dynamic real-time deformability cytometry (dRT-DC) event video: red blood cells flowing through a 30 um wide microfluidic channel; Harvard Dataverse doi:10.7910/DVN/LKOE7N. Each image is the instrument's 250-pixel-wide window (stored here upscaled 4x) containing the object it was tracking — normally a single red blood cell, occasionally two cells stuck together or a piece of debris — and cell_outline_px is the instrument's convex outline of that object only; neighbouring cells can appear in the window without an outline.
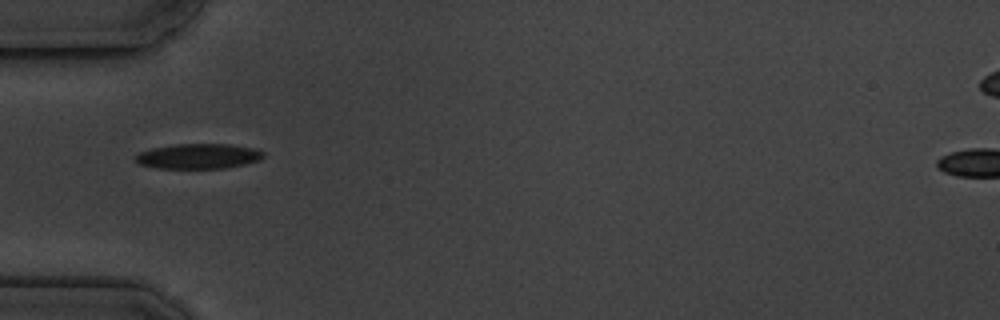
{"species": "common noctule bat (a hibernating species)", "species_latin": "Nyctalus noctula", "temperature_condition": "cold", "stored_images_in_passage": 3, "camera_frame_rate_fps": 3000, "um_per_image_px": 0.085, "animal": {"sex": "male", "body_mass_g": 19.5, "forearm_length_mm": 54.6}, "frame": {"image": 1, "passage_image": 1, "time_ms": 0.0, "image_size_px": [1000, 320], "cell_outline_px": [[264, 156], [260, 160], [244, 164], [224, 168], [160, 168], [140, 164], [136, 160], [136, 156], [140, 152], [152, 148], [176, 144], [228, 144], [252, 148], [264, 152]], "centroid_in_image_um": [16.89, 13.27], "position_along_channel_um": 68.1, "area_um2": 18.44}}
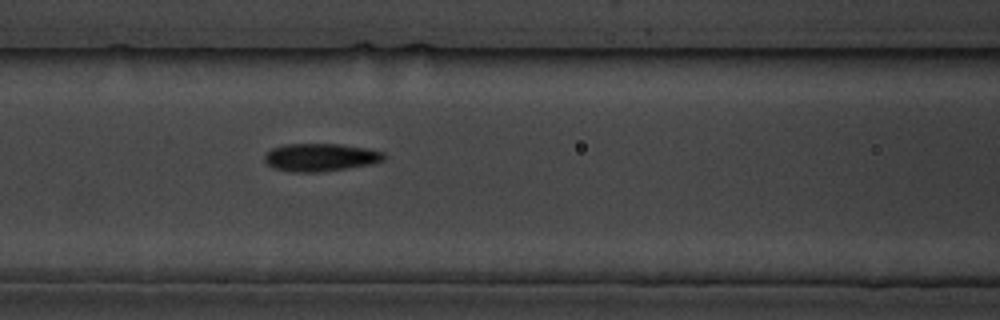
{"frame": {"image": 2, "passage_image": 3, "time_ms": 2.0, "image_size_px": [1000, 320], "cell_outline_px": [[384, 160], [372, 164], [320, 172], [292, 172], [276, 168], [268, 164], [264, 160], [264, 156], [272, 148], [284, 144], [340, 144], [368, 148], [384, 152]], "centroid_in_image_um": [27.26, 13.37], "position_along_channel_um": 139.3, "area_um2": 19.31}}